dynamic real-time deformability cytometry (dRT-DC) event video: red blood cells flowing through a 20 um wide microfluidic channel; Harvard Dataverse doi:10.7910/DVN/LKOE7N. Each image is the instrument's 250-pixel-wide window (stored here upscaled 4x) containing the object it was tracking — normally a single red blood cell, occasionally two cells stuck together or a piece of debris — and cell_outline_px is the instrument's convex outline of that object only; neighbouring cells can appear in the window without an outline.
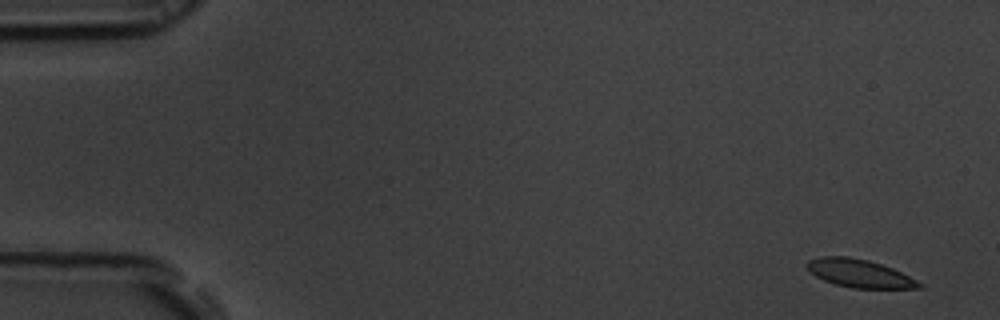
{"species": "common noctule bat (a hibernating species)", "species_latin": "Nyctalus noctula", "temperature_condition": "room temperature", "stored_images_in_passage": 54, "camera_frame_rate_fps": 3000, "um_per_image_px": 0.085, "animal": {"sex": "male", "body_mass_g": 19.5, "forearm_length_mm": 54.6}, "frame": {"image": 1, "passage_image": 1, "time_ms": 0.0, "image_size_px": [1000, 320], "cell_outline_px": [[924, 288], [852, 288], [836, 284], [824, 280], [816, 276], [804, 264], [808, 260], [820, 256], [848, 256], [868, 260], [892, 268], [924, 284]], "centroid_in_image_um": [73.05, 23.23], "position_along_channel_um": 12.0, "area_um2": 18.21}}
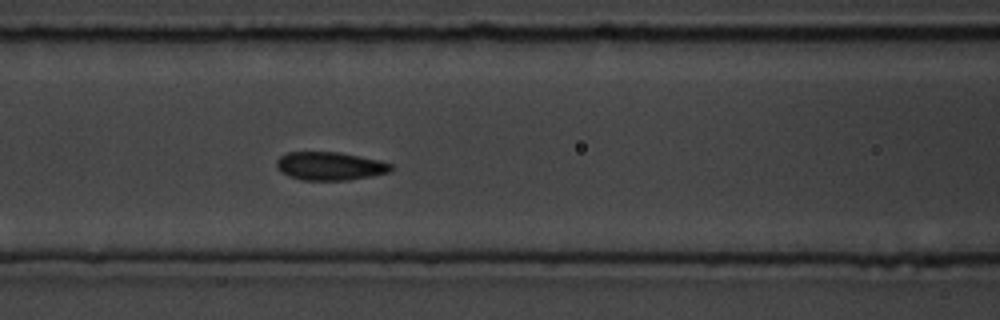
{"frame": {"image": 2, "passage_image": 22, "time_ms": 7.0, "image_size_px": [1000, 320], "cell_outline_px": [[392, 172], [372, 176], [348, 180], [300, 180], [288, 176], [280, 172], [276, 168], [276, 160], [280, 156], [288, 152], [340, 152], [380, 160], [392, 164]], "centroid_in_image_um": [28.04, 14.12], "position_along_channel_um": 138.6, "area_um2": 19.13}}
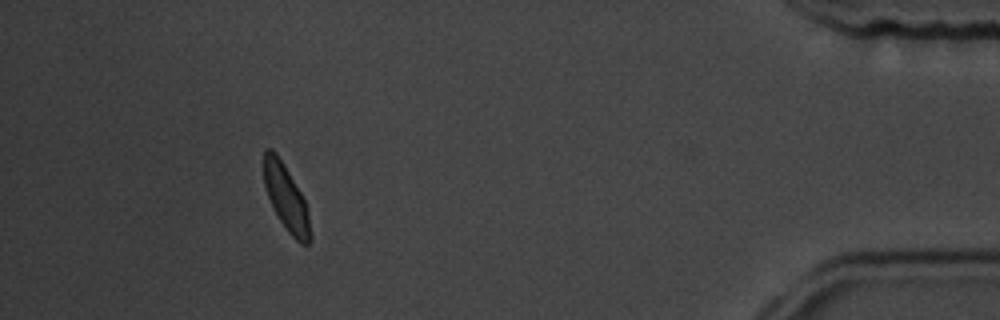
{"frame": {"image": 3, "passage_image": 49, "time_ms": 16.0, "image_size_px": [1000, 320], "cell_outline_px": [[312, 236], [308, 244], [300, 244], [288, 232], [272, 208], [264, 184], [264, 148], [272, 148], [276, 152], [300, 192], [304, 200], [308, 212]], "centroid_in_image_um": [24.32, 16.84], "position_along_channel_um": 410.9, "area_um2": 17.63}, "authors_computed_cell_mechanics": {"area_um2": 18.6116, "velocity_mm_per_s": 3.6814, "shape_relaxation_time_tau1_ms": 3.295, "shape_relaxation_time_tau2_ms": null, "deformation_change_tau1": 0.0807, "deformation_change_tau2": null}}